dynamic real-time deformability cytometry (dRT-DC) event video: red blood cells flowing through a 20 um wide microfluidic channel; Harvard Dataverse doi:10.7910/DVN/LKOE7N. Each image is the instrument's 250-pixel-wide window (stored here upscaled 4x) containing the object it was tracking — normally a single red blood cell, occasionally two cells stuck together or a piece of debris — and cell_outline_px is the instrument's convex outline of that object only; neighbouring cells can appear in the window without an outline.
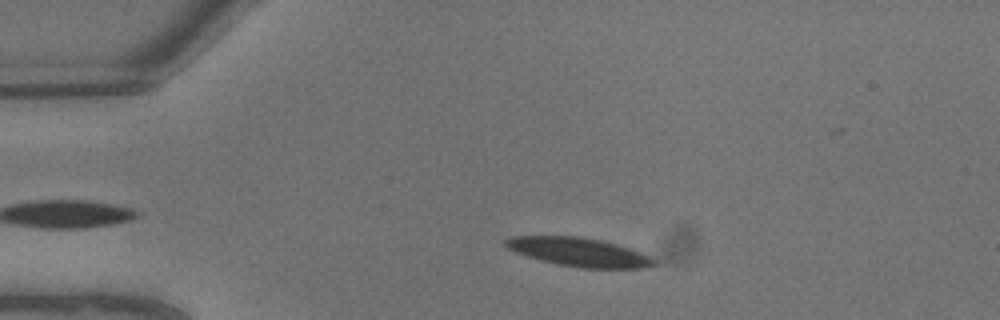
{"species": "common noctule bat (a hibernating species)", "species_latin": "Nyctalus noctula", "temperature_condition": "warm", "stored_images_in_passage": 7, "camera_frame_rate_fps": 3000, "um_per_image_px": 0.085, "animal": {"sex": "male", "body_mass_g": 13.3}, "frame": {"image": 1, "passage_image": 3, "time_ms": 0.667, "image_size_px": [1000, 320], "cell_outline_px": [[656, 264], [644, 268], [580, 268], [556, 264], [540, 260], [504, 248], [504, 240], [512, 236], [580, 236], [600, 240], [616, 244], [640, 252], [656, 260]], "centroid_in_image_um": [49.16, 21.42], "position_along_channel_um": 35.8, "area_um2": 24.8}}
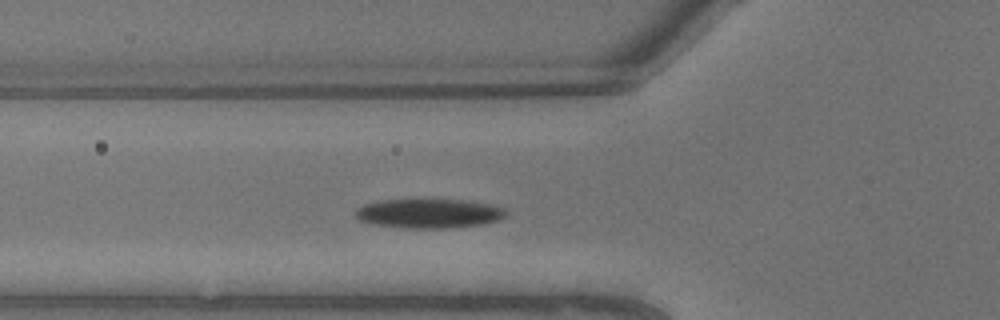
{"frame": {"image": 2, "passage_image": 6, "time_ms": 1.667, "image_size_px": [1000, 320], "cell_outline_px": [[508, 212], [504, 216], [496, 220], [480, 224], [444, 228], [404, 228], [368, 224], [360, 220], [356, 216], [356, 212], [364, 204], [380, 200], [468, 200], [488, 204], [504, 208]], "centroid_in_image_um": [36.43, 18.14], "position_along_channel_um": 89.4, "area_um2": 25.43}}